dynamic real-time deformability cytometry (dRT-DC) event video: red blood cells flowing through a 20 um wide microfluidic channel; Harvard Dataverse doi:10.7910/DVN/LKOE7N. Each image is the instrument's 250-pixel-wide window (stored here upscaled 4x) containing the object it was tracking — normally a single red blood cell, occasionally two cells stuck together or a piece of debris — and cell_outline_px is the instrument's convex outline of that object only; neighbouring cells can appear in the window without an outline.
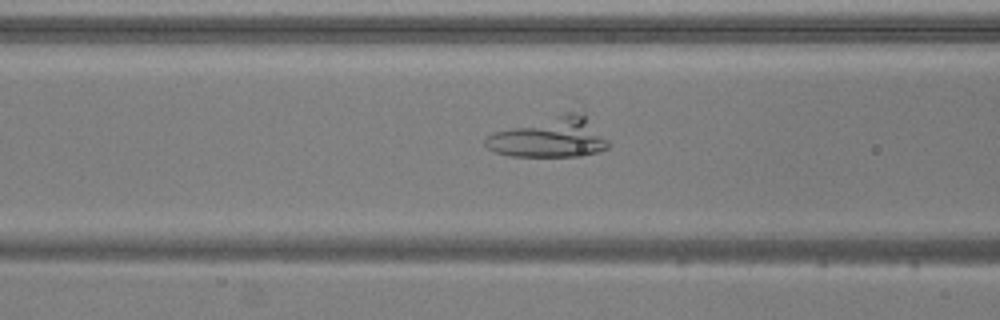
{"species": "common noctule bat (a hibernating species)", "species_latin": "Nyctalus noctula", "temperature_condition": "warm", "stored_images_in_passage": 34, "camera_frame_rate_fps": 3000, "um_per_image_px": 0.085, "animal": {"sex": "male", "body_mass_g": 20.5, "forearm_length_mm": 52.5}, "frame": {"image": 1, "passage_image": 12, "time_ms": 3.667, "image_size_px": [1000, 320], "cell_outline_px": [[612, 144], [608, 148], [596, 152], [580, 156], [508, 156], [492, 152], [484, 144], [484, 140], [488, 136], [496, 132], [564, 112], [584, 112]], "centroid_in_image_um": [46.78, 11.69], "position_along_channel_um": 119.8, "area_um2": 28.78}}
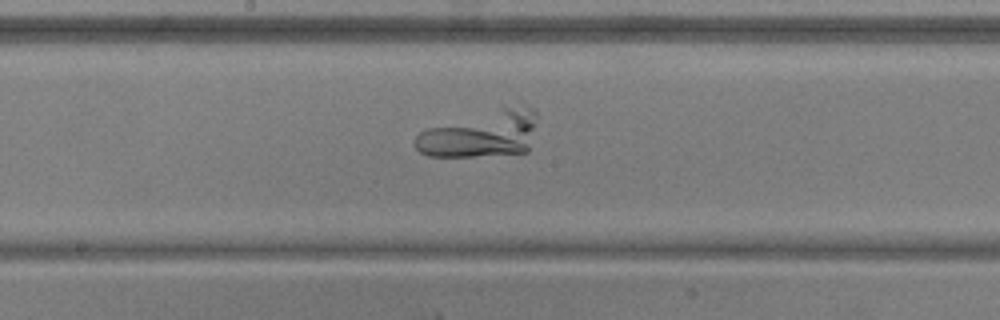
{"frame": {"image": 2, "passage_image": 19, "time_ms": 6.0, "image_size_px": [1000, 320], "cell_outline_px": [[536, 116], [528, 152], [472, 156], [428, 156], [420, 152], [412, 144], [412, 140], [420, 132], [428, 128], [500, 104], [532, 108], [536, 112]], "centroid_in_image_um": [40.84, 11.34], "position_along_channel_um": 207.4, "area_um2": 33.7}}
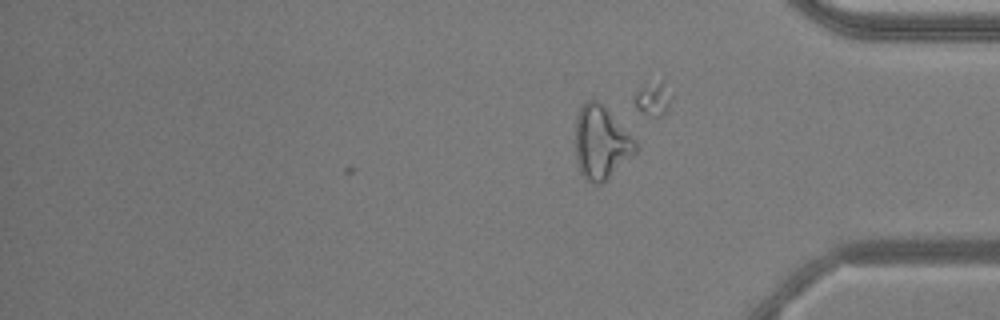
{"frame": {"image": 3, "passage_image": 34, "time_ms": 11.0, "image_size_px": [1000, 320], "cell_outline_px": [[636, 152], [600, 184], [596, 184], [588, 180], [580, 172], [576, 160], [576, 116], [580, 108], [588, 100], [596, 100], [636, 140]], "centroid_in_image_um": [51.07, 12.13], "position_along_channel_um": 384.1, "area_um2": 24.8}}